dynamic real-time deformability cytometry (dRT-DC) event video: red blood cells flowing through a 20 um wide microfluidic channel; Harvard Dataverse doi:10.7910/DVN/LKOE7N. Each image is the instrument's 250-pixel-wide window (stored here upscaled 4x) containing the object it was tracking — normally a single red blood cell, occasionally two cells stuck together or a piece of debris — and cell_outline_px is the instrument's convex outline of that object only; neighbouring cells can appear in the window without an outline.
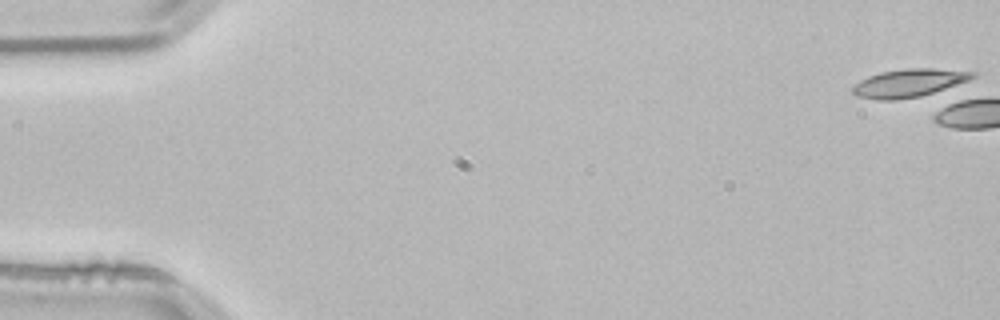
{"species": "common noctule bat (a hibernating species)", "species_latin": "Nyctalus noctula", "temperature_condition": "room temperature", "stored_images_in_passage": 1, "camera_frame_rate_fps": 3000, "um_per_image_px": 0.085, "animal": {"sex": "male", "body_mass_g": 21.5, "forearm_length_mm": 52.0}, "frame": {"image": 1, "passage_image": 1, "time_ms": 0.0, "image_size_px": [1000, 320], "cell_outline_px": [[976, 76], [944, 92], [896, 100], [876, 100], [856, 96], [852, 92], [852, 88], [860, 80], [868, 76], [880, 72], [904, 68], [932, 68], [976, 72]], "centroid_in_image_um": [77.31, 7.07], "position_along_channel_um": 7.7, "area_um2": 20.11}}